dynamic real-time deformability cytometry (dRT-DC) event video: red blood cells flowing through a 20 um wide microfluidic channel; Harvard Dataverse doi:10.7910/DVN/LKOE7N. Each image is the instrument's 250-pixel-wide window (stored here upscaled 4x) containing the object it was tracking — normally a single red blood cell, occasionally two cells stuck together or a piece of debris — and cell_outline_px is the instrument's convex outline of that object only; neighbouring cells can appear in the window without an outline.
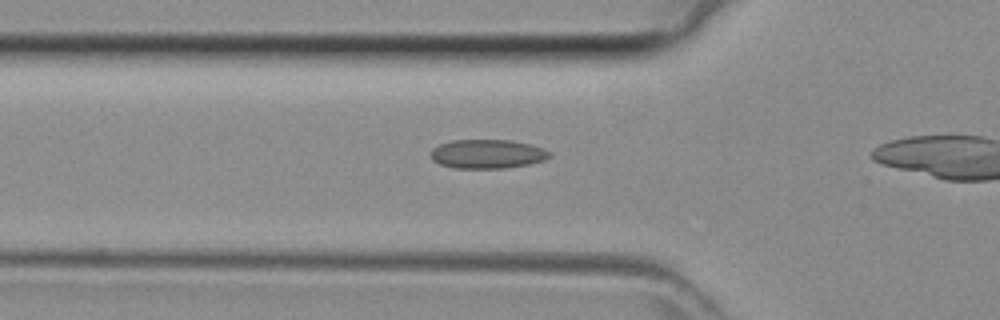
{"species": "common noctule bat (a hibernating species)", "species_latin": "Nyctalus noctula", "temperature_condition": "room temperature", "stored_images_in_passage": 13, "camera_frame_rate_fps": 3000, "um_per_image_px": 0.085, "animal": {"sex": "female", "body_mass_g": 29.2, "forearm_length_mm": 56.3}, "frame": {"image": 1, "passage_image": 6, "time_ms": 1.667, "image_size_px": [1000, 320], "cell_outline_px": [[552, 156], [544, 160], [528, 164], [504, 168], [452, 168], [440, 164], [432, 160], [432, 148], [440, 144], [452, 140], [512, 140], [544, 148], [552, 152]], "centroid_in_image_um": [41.45, 13.08], "position_along_channel_um": 84.4, "area_um2": 20.11}}
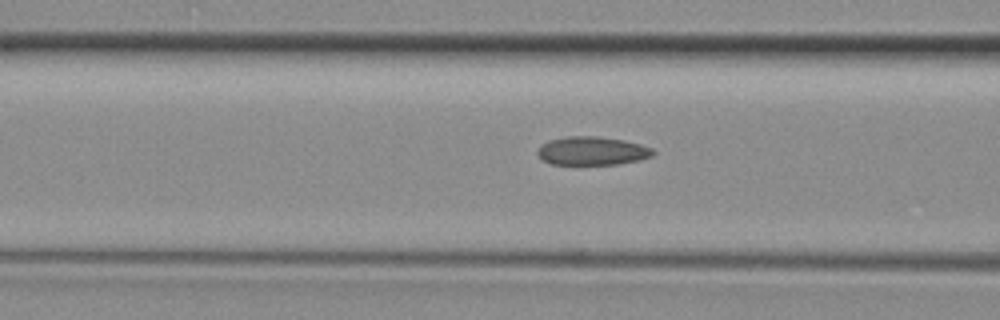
{"frame": {"image": 2, "passage_image": 8, "time_ms": 2.333, "image_size_px": [1000, 320], "cell_outline_px": [[656, 152], [652, 156], [640, 160], [616, 164], [552, 164], [544, 160], [536, 152], [548, 140], [568, 136], [600, 136], [624, 140], [640, 144], [652, 148]], "centroid_in_image_um": [50.38, 12.82], "position_along_channel_um": 116.2, "area_um2": 19.07}}
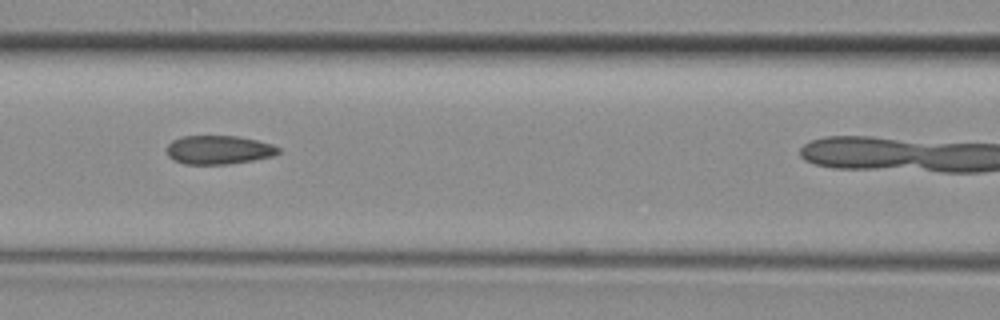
{"frame": {"image": 3, "passage_image": 10, "time_ms": 3.0, "image_size_px": [1000, 320], "cell_outline_px": [[280, 152], [272, 156], [252, 160], [228, 164], [184, 164], [172, 160], [168, 156], [168, 144], [172, 140], [184, 136], [240, 136], [272, 144], [280, 148]], "centroid_in_image_um": [18.58, 12.73], "position_along_channel_um": 148.0, "area_um2": 18.67}}